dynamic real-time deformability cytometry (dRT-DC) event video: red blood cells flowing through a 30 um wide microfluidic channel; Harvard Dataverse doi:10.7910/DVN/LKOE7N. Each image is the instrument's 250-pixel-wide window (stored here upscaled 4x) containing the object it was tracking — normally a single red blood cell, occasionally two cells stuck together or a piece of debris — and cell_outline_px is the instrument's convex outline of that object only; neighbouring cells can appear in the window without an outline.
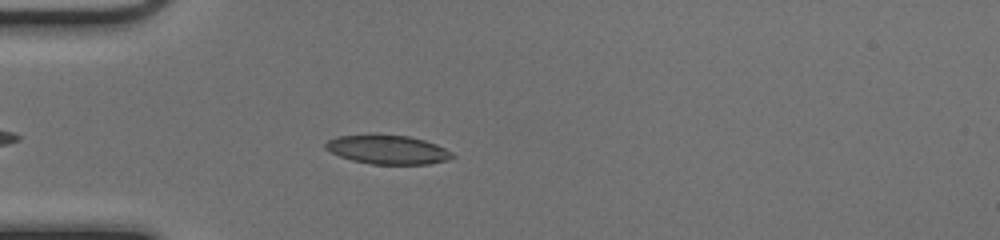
{"species": "common noctule bat (a hibernating species)", "species_latin": "Nyctalus noctula", "temperature_condition": "cold", "stored_images_in_passage": 39, "camera_frame_rate_fps": 3000, "um_per_image_px": 0.085, "animal": {"sex": "female", "body_mass_g": 17.0, "forearm_length_mm": 48.0}, "frame": {"image": 1, "passage_image": 6, "time_ms": 1.667, "image_size_px": [1000, 240], "cell_outline_px": [[456, 156], [448, 160], [428, 164], [372, 164], [352, 160], [340, 156], [324, 148], [324, 144], [328, 140], [336, 136], [368, 132], [376, 132], [408, 136], [424, 140], [436, 144], [452, 152]], "centroid_in_image_um": [32.91, 12.67], "position_along_channel_um": 52.1, "area_um2": 22.08}}
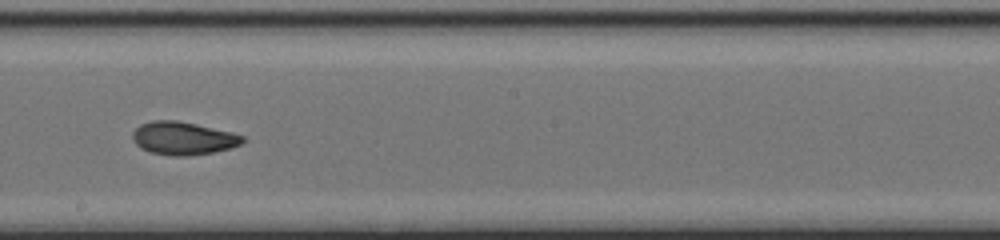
{"frame": {"image": 2, "passage_image": 20, "time_ms": 6.333, "image_size_px": [1000, 240], "cell_outline_px": [[244, 140], [240, 144], [232, 148], [212, 152], [188, 156], [172, 156], [152, 152], [140, 148], [132, 140], [132, 132], [140, 124], [152, 120], [176, 120], [196, 124], [232, 132], [244, 136]], "centroid_in_image_um": [15.55, 11.75], "position_along_channel_um": 232.7, "area_um2": 21.21}}
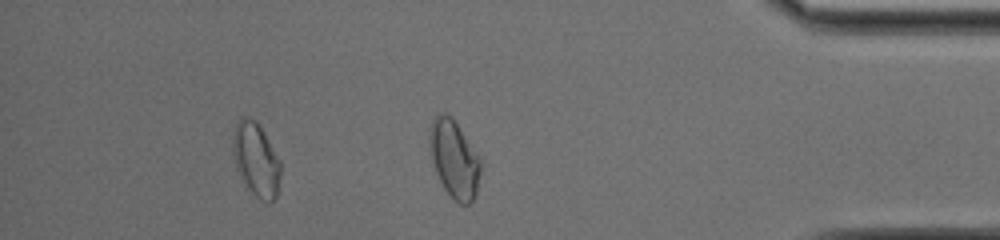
{"frame": {"image": 3, "passage_image": 34, "time_ms": 11.0, "image_size_px": [1000, 240], "cell_outline_px": [[280, 176], [276, 196], [268, 204], [260, 200], [248, 188], [240, 176], [236, 168], [232, 152], [232, 144], [236, 124], [244, 116], [248, 116], [256, 120], [280, 160]], "centroid_in_image_um": [21.76, 13.57], "position_along_channel_um": 413.4, "area_um2": 20.29}, "authors_computed_cell_mechanics": {"area_um2": 21.097, "velocity_mm_per_s": 4.1235, "shape_relaxation_time_tau1_ms": 7.6049, "shape_relaxation_time_tau2_ms": 2.899, "deformation_change_tau1": 0.2026, "deformation_change_tau2": 0.0781}}